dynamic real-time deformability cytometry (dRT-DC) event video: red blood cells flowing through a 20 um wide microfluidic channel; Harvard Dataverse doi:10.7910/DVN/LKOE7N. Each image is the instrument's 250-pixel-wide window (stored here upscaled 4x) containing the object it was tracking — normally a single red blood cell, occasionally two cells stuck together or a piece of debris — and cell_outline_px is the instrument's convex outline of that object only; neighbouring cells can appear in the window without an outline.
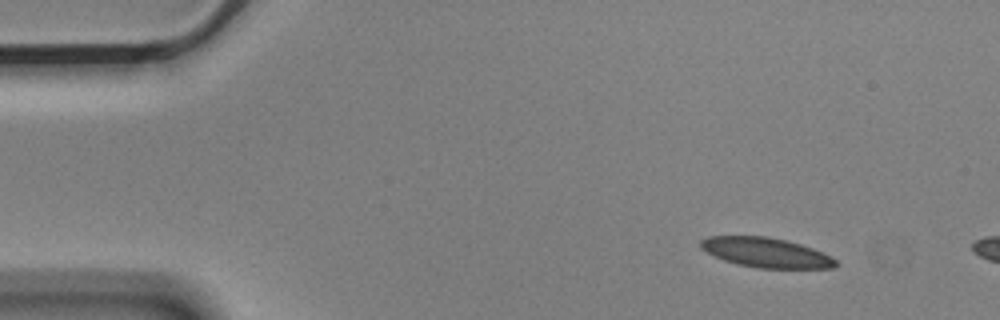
{"species": "Egyptian fruit bat (a non-hibernating species)", "species_latin": "Rousettus aegyptiacus", "temperature_condition": "cold", "stored_images_in_passage": 2, "camera_frame_rate_fps": 3000, "um_per_image_px": 0.085, "animal": {"sex": "male"}, "frame": {"image": 1, "passage_image": 1, "time_ms": 0.0, "image_size_px": [1000, 320], "cell_outline_px": [[840, 264], [832, 268], [756, 268], [736, 264], [724, 260], [700, 248], [700, 240], [708, 236], [768, 236], [800, 244], [812, 248], [836, 260]], "centroid_in_image_um": [65.09, 21.47], "position_along_channel_um": 19.9, "area_um2": 23.24}}